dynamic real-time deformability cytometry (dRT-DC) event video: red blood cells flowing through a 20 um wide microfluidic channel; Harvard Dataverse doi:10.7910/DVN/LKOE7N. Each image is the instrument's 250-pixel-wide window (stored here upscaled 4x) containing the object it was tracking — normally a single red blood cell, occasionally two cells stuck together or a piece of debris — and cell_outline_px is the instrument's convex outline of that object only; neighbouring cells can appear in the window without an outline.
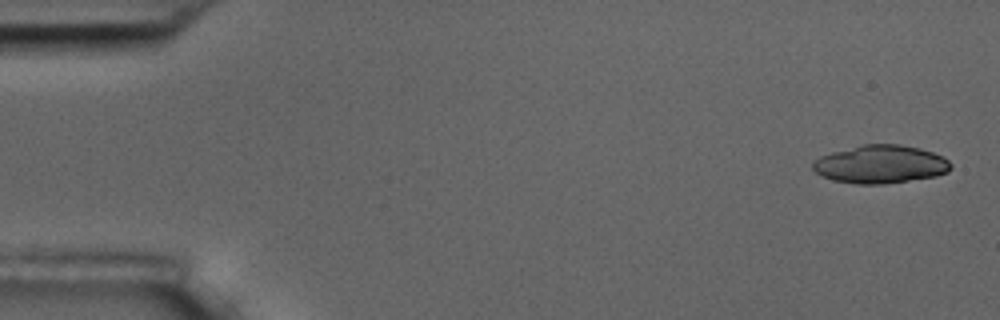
{"species": "common noctule bat (a hibernating species)", "species_latin": "Nyctalus noctula", "temperature_condition": "room temperature", "stored_images_in_passage": 5, "camera_frame_rate_fps": 3000, "um_per_image_px": 0.085, "animal": {"sex": "male", "body_mass_g": 17.5, "forearm_length_mm": 52.3}, "frame": {"image": 1, "passage_image": 1, "time_ms": 0.0, "image_size_px": [1000, 320], "cell_outline_px": [[952, 168], [948, 172], [936, 176], [884, 184], [856, 184], [832, 180], [816, 172], [812, 168], [812, 160], [820, 156], [832, 152], [864, 144], [900, 144], [920, 148], [944, 156], [952, 164]], "centroid_in_image_um": [74.85, 13.96], "position_along_channel_um": 10.1, "area_um2": 30.81}}